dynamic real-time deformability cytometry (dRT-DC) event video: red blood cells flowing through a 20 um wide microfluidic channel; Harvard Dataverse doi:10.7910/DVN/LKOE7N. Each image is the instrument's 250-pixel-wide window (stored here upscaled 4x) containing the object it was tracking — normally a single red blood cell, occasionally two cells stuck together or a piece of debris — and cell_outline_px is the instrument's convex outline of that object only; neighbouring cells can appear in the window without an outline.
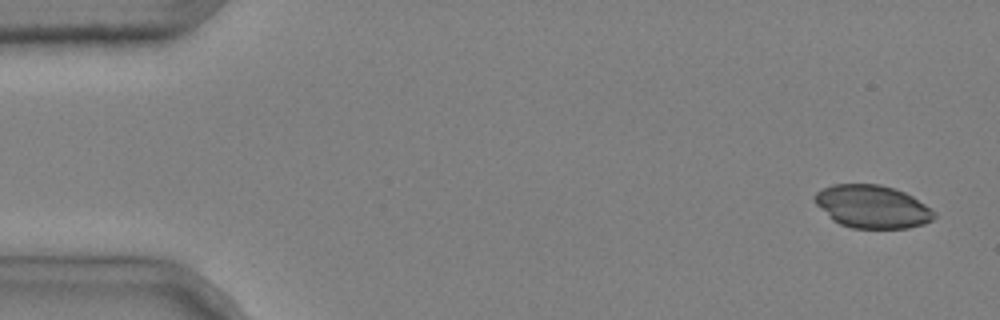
{"species": "common noctule bat (a hibernating species)", "species_latin": "Nyctalus noctula", "temperature_condition": "cold", "stored_images_in_passage": 5, "camera_frame_rate_fps": 3000, "um_per_image_px": 0.085, "animal": {"sex": "male", "body_mass_g": 20.4}, "frame": {"image": 1, "passage_image": 1, "time_ms": 0.0, "image_size_px": [1000, 320], "cell_outline_px": [[936, 216], [932, 220], [924, 224], [908, 228], [852, 228], [840, 224], [832, 220], [812, 200], [812, 196], [816, 192], [832, 184], [880, 184], [904, 192], [912, 196], [932, 208], [936, 212]], "centroid_in_image_um": [74.14, 17.56], "position_along_channel_um": 10.9, "area_um2": 30.06}}